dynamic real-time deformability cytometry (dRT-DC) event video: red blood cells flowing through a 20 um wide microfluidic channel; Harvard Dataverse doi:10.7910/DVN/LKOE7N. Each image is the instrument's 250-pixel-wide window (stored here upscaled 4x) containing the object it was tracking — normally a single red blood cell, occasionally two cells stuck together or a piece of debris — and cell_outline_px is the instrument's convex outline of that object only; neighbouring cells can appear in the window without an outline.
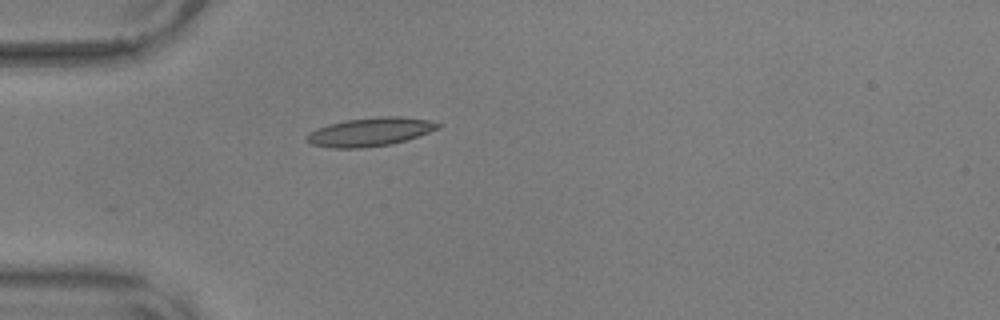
{"species": "common noctule bat (a hibernating species)", "species_latin": "Nyctalus noctula", "temperature_condition": "warm", "stored_images_in_passage": 19, "camera_frame_rate_fps": 3000, "um_per_image_px": 0.085, "animal": {"sex": "male", "body_mass_g": 17.9, "forearm_length_mm": 54.2}, "frame": {"image": 1, "passage_image": 1, "time_ms": 0.0, "image_size_px": [1000, 320], "cell_outline_px": [[440, 128], [392, 144], [360, 148], [332, 148], [312, 144], [304, 140], [304, 136], [308, 132], [316, 128], [344, 120], [380, 116], [400, 116], [428, 120], [440, 124]], "centroid_in_image_um": [31.39, 11.21], "position_along_channel_um": 53.6, "area_um2": 21.79}}
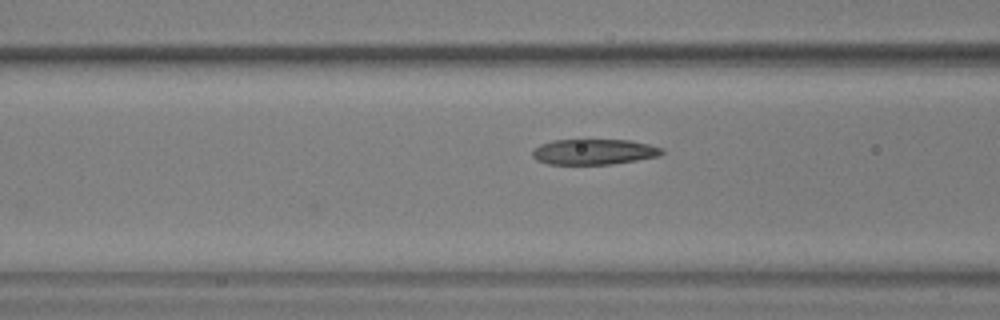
{"frame": {"image": 2, "passage_image": 7, "time_ms": 2.0, "image_size_px": [1000, 320], "cell_outline_px": [[664, 152], [660, 156], [612, 164], [548, 164], [536, 160], [532, 156], [532, 148], [540, 144], [552, 140], [628, 140], [648, 144], [664, 148]], "centroid_in_image_um": [50.46, 12.9], "position_along_channel_um": 116.1, "area_um2": 19.36}}
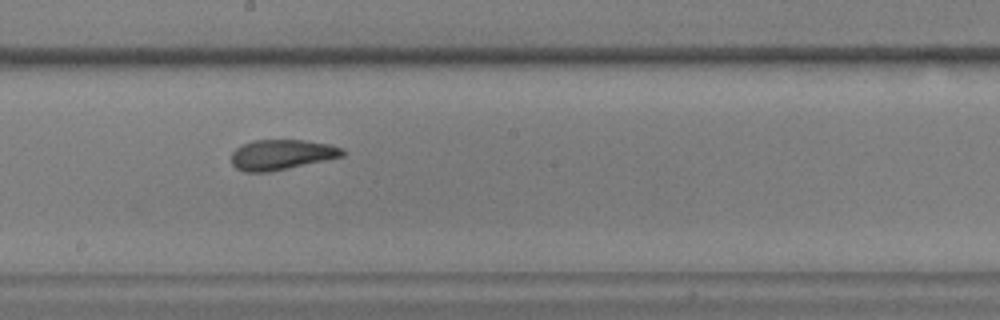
{"frame": {"image": 3, "passage_image": 16, "time_ms": 5.0, "image_size_px": [1000, 320], "cell_outline_px": [[344, 156], [272, 172], [244, 172], [236, 168], [232, 164], [232, 152], [236, 148], [252, 140], [304, 140], [332, 144], [344, 148]], "centroid_in_image_um": [23.96, 13.15], "position_along_channel_um": 224.2, "area_um2": 19.77}}